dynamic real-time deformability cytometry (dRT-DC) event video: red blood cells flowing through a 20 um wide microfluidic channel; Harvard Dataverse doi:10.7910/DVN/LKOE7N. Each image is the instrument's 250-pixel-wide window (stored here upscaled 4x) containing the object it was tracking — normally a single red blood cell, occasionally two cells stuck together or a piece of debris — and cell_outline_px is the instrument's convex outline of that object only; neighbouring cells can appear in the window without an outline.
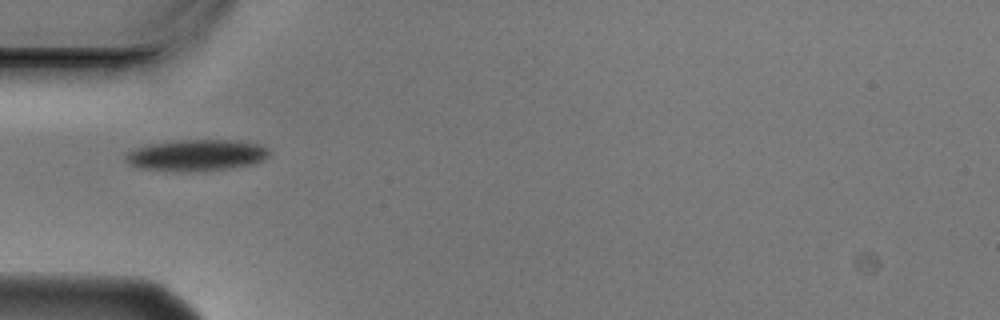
{"species": "Egyptian fruit bat (a non-hibernating species)", "species_latin": "Rousettus aegyptiacus", "temperature_condition": "cold", "stored_images_in_passage": 11, "camera_frame_rate_fps": 3000, "um_per_image_px": 0.085, "animal": {"sex": "male"}, "frame": {"image": 1, "passage_image": 5, "time_ms": 1.333, "image_size_px": [1000, 320], "cell_outline_px": [[268, 156], [264, 160], [252, 164], [204, 172], [184, 172], [140, 168], [128, 164], [124, 160], [124, 156], [128, 152], [136, 148], [148, 144], [176, 140], [236, 140], [260, 144], [268, 148]], "centroid_in_image_um": [16.68, 13.2], "position_along_channel_um": 68.3, "area_um2": 26.59}}
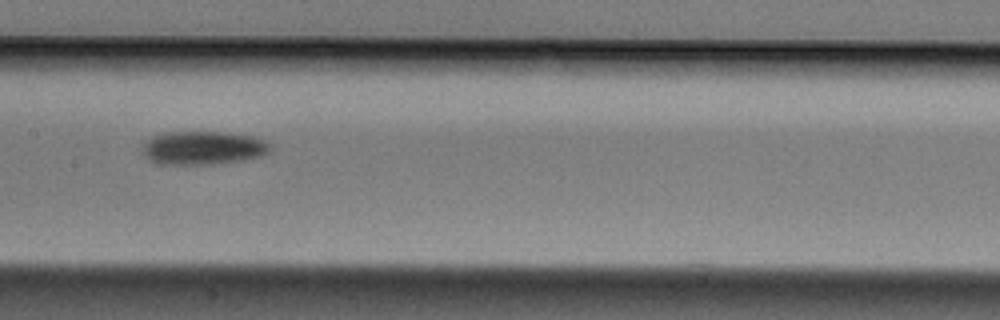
{"frame": {"image": 2, "passage_image": 8, "time_ms": 2.333, "image_size_px": [1000, 320], "cell_outline_px": [[272, 148], [268, 152], [260, 156], [244, 160], [212, 164], [152, 164], [140, 152], [140, 148], [152, 136], [164, 132], [224, 132], [252, 136], [264, 140], [272, 144]], "centroid_in_image_um": [17.21, 12.58], "position_along_channel_um": 190.2, "area_um2": 25.32}}
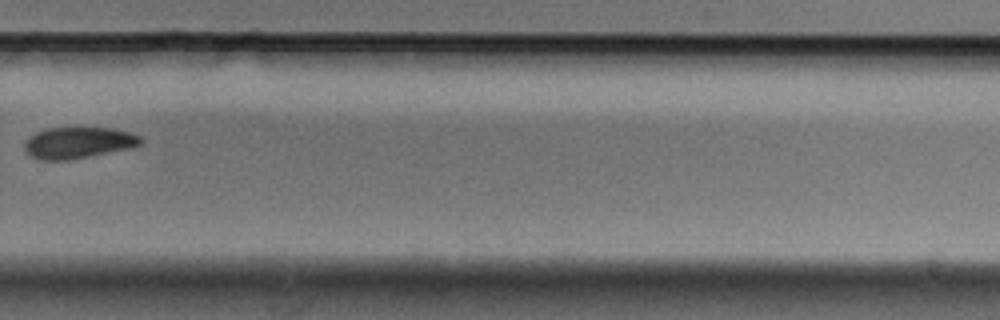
{"frame": {"image": 3, "passage_image": 11, "time_ms": 3.333, "image_size_px": [1000, 320], "cell_outline_px": [[144, 140], [140, 144], [128, 148], [72, 160], [40, 160], [32, 156], [24, 148], [24, 140], [28, 136], [36, 132], [48, 128], [112, 128], [132, 132], [140, 136]], "centroid_in_image_um": [6.64, 12.13], "position_along_channel_um": 323.2, "area_um2": 21.27}}